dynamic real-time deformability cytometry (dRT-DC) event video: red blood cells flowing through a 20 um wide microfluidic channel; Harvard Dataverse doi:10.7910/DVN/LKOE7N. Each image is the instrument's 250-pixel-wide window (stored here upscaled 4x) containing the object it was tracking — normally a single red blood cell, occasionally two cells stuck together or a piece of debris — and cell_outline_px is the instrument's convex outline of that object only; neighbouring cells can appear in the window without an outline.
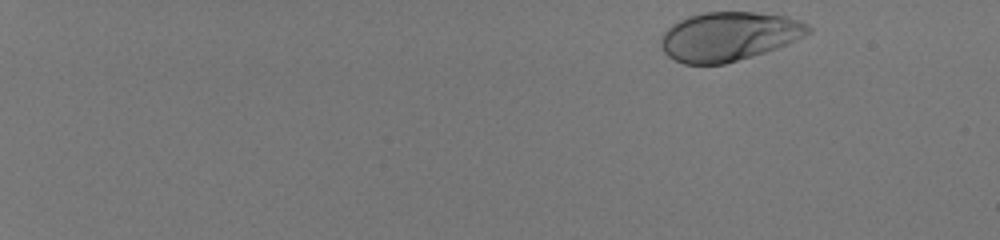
{"species": "human", "species_latin": "Homo sapiens", "temperature_condition": "room temperature", "stored_images_in_passage": 49, "camera_frame_rate_fps": 3000, "um_per_image_px": 0.085, "donor": {"sex": "male"}, "frame": {"image": 1, "passage_image": 1, "time_ms": 0.0, "image_size_px": [1000, 240], "cell_outline_px": [[812, 32], [788, 44], [752, 56], [724, 64], [684, 64], [668, 56], [664, 52], [660, 44], [660, 36], [672, 24], [688, 16], [704, 12], [756, 12], [788, 16], [800, 20], [808, 24], [812, 28]], "centroid_in_image_um": [61.97, 3.08], "position_along_channel_um": 23.0, "area_um2": 42.25}}
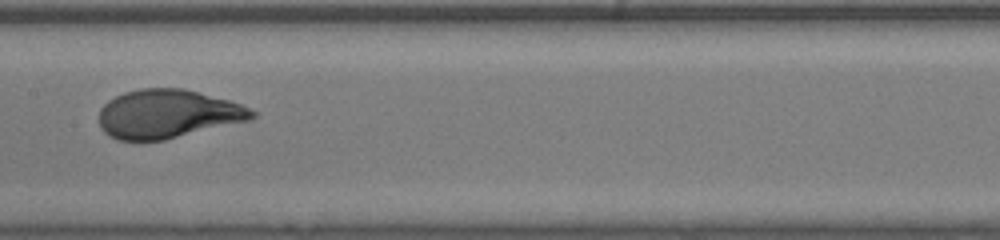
{"frame": {"image": 2, "passage_image": 28, "time_ms": 9.0, "image_size_px": [1000, 240], "cell_outline_px": [[256, 116], [248, 120], [164, 140], [116, 140], [108, 136], [100, 128], [100, 108], [108, 100], [124, 92], [140, 88], [184, 88], [228, 100], [240, 104], [256, 112]], "centroid_in_image_um": [14.21, 9.68], "position_along_channel_um": 193.2, "area_um2": 43.18}}
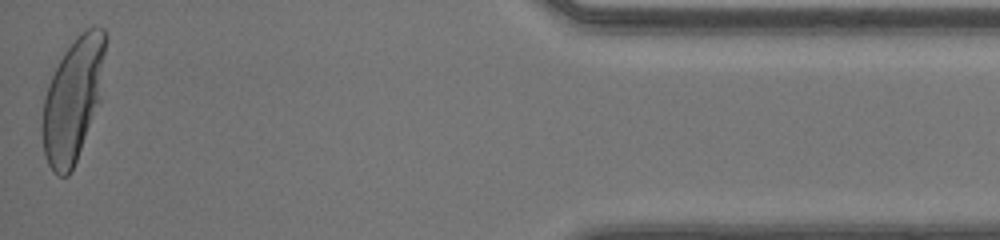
{"frame": {"image": 3, "passage_image": 49, "time_ms": 16.0, "image_size_px": [1000, 240], "cell_outline_px": [[108, 36], [100, 100], [76, 160], [68, 176], [56, 176], [52, 172], [44, 156], [40, 132], [40, 124], [44, 96], [48, 84], [64, 52], [76, 36], [92, 24], [104, 28]], "centroid_in_image_um": [6.2, 8.43], "position_along_channel_um": 429.0, "area_um2": 46.01}, "authors_computed_cell_mechanics": {"area_um2": 43.1766, "velocity_mm_per_s": 4.086, "shape_relaxation_time_tau1_ms": 3.0229, "shape_relaxation_time_tau2_ms": null, "deformation_change_tau1": 0.2012, "deformation_change_tau2": null}}